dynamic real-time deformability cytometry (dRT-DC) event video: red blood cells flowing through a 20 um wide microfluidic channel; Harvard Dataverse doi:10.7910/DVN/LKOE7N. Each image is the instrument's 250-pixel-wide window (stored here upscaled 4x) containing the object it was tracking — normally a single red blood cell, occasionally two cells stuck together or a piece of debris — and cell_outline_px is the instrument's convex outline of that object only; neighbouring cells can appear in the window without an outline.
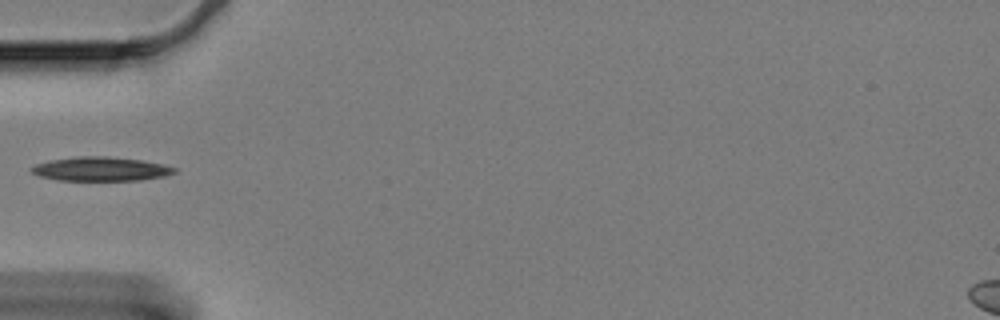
{"species": "Egyptian fruit bat (a non-hibernating species)", "species_latin": "Rousettus aegyptiacus", "temperature_condition": "cold", "stored_images_in_passage": 20, "camera_frame_rate_fps": 3000, "um_per_image_px": 0.085, "animal": {"sex": "female"}, "frame": {"image": 1, "passage_image": 1, "time_ms": 0.0, "image_size_px": [1000, 320], "cell_outline_px": [[176, 172], [164, 176], [140, 180], [60, 180], [40, 176], [32, 172], [32, 168], [36, 164], [52, 160], [80, 156], [104, 156], [140, 160], [164, 164], [176, 168]], "centroid_in_image_um": [8.61, 14.36], "position_along_channel_um": 76.4, "area_um2": 19.65}}
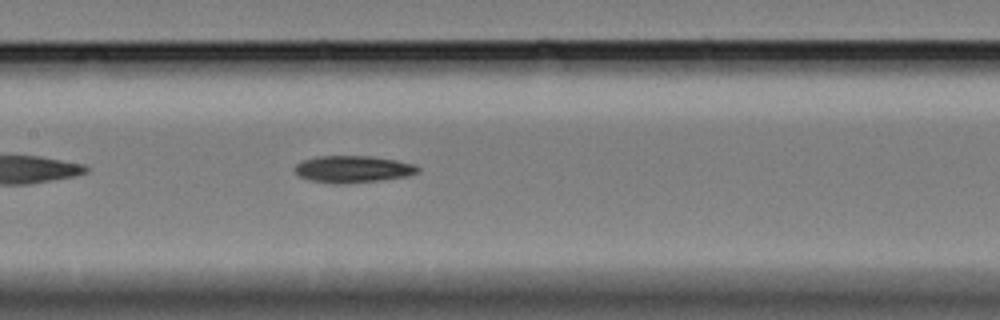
{"frame": {"image": 2, "passage_image": 10, "time_ms": 3.0, "image_size_px": [1000, 320], "cell_outline_px": [[420, 172], [408, 176], [380, 180], [344, 184], [332, 184], [308, 180], [300, 176], [296, 172], [296, 164], [304, 160], [316, 156], [372, 156], [396, 160], [416, 164], [420, 168]], "centroid_in_image_um": [30.04, 14.38], "position_along_channel_um": 177.4, "area_um2": 19.48}}
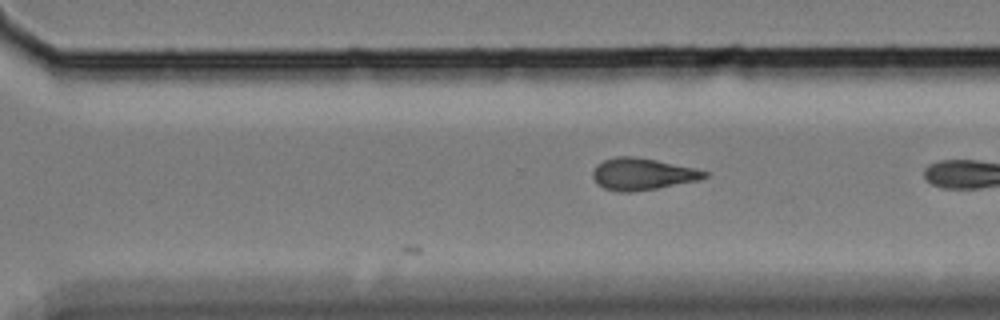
{"frame": {"image": 3, "passage_image": 20, "time_ms": 6.333, "image_size_px": [1000, 320], "cell_outline_px": [[708, 176], [700, 180], [656, 188], [632, 192], [616, 192], [604, 188], [596, 184], [592, 176], [592, 172], [596, 164], [604, 160], [616, 156], [632, 156], [656, 160], [696, 168], [708, 172]], "centroid_in_image_um": [54.57, 14.8], "position_along_channel_um": 316.0, "area_um2": 20.87}}